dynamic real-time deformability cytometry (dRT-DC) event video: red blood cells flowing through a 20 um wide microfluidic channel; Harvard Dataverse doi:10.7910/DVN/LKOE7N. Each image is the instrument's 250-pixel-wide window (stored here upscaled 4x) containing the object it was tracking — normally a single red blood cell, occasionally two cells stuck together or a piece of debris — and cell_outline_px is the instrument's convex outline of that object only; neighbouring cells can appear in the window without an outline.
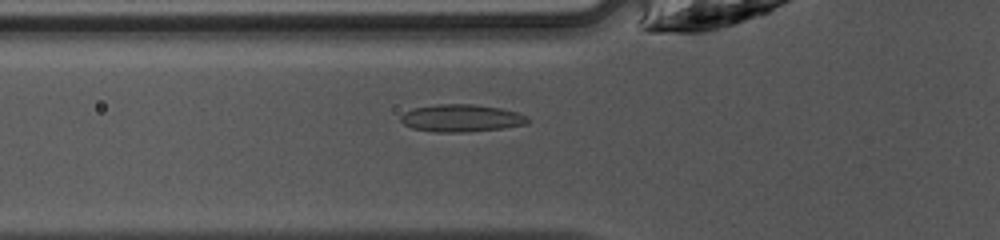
{"species": "common noctule bat (a hibernating species)", "species_latin": "Nyctalus noctula", "temperature_condition": "warm", "stored_images_in_passage": 48, "camera_frame_rate_fps": 3000, "um_per_image_px": 0.085, "animal": {"sex": "female", "body_mass_g": 10.0, "forearm_length_mm": 53.1}, "frame": {"image": 1, "passage_image": 18, "time_ms": 5.667, "image_size_px": [1000, 240], "cell_outline_px": [[532, 120], [528, 124], [504, 128], [464, 132], [436, 132], [412, 128], [404, 124], [400, 120], [400, 116], [404, 112], [412, 108], [436, 104], [476, 104], [500, 108], [516, 112], [528, 116]], "centroid_in_image_um": [39.24, 10.04], "position_along_channel_um": 86.6, "area_um2": 20.52}}
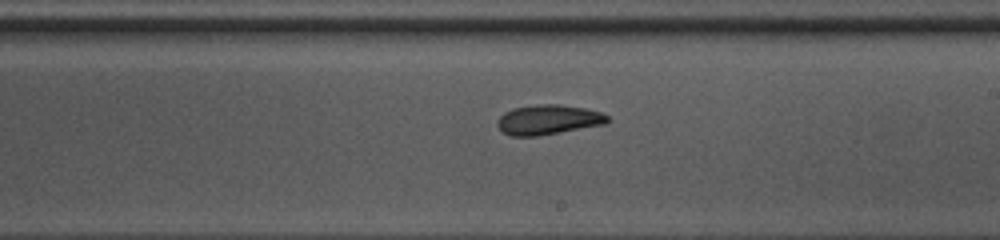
{"frame": {"image": 2, "passage_image": 29, "time_ms": 9.333, "image_size_px": [1000, 240], "cell_outline_px": [[612, 120], [604, 124], [560, 132], [536, 136], [512, 136], [504, 132], [496, 124], [496, 120], [504, 112], [512, 108], [540, 104], [560, 104], [584, 108], [600, 112], [608, 116]], "centroid_in_image_um": [46.59, 10.16], "position_along_channel_um": 242.4, "area_um2": 19.07}}
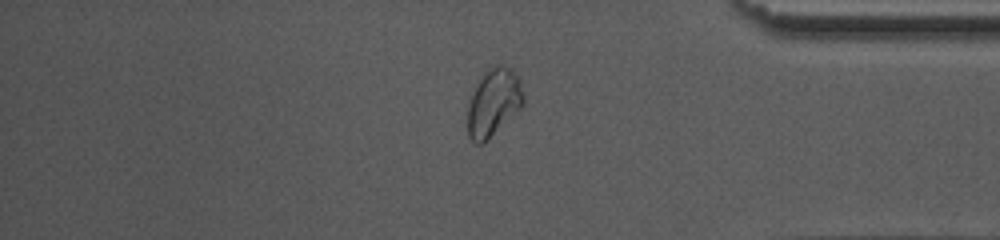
{"frame": {"image": 3, "passage_image": 41, "time_ms": 13.333, "image_size_px": [1000, 240], "cell_outline_px": [[524, 104], [520, 108], [480, 144], [476, 144], [468, 136], [468, 104], [472, 92], [480, 76], [492, 64], [500, 64], [512, 68], [520, 80], [524, 100]], "centroid_in_image_um": [41.94, 8.62], "position_along_channel_um": 393.3, "area_um2": 21.68}, "authors_computed_cell_mechanics": {"area_um2": 20.519, "velocity_mm_per_s": 4.2212, "shape_relaxation_time_tau1_ms": null, "shape_relaxation_time_tau2_ms": 2.8488, "deformation_change_tau1": null, "deformation_change_tau2": 0.0676}}